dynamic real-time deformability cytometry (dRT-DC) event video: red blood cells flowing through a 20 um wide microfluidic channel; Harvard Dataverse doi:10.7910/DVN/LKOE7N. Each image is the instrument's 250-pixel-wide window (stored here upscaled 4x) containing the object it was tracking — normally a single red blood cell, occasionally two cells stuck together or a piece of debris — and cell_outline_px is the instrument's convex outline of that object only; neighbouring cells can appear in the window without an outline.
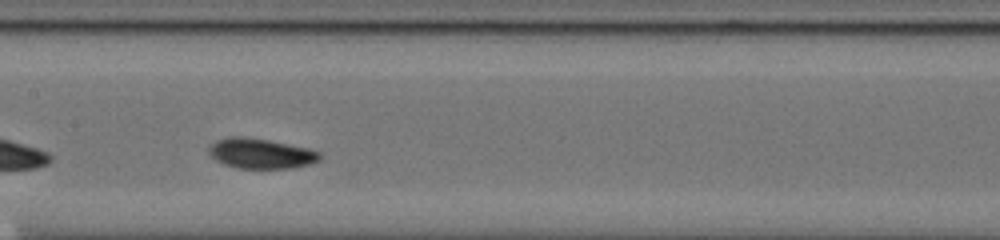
{"species": "common noctule bat (a hibernating species)", "species_latin": "Nyctalus noctula", "temperature_condition": "cold", "stored_images_in_passage": 26, "camera_frame_rate_fps": 3000, "um_per_image_px": 0.085, "animal": {"sex": "male", "body_mass_g": 20.0, "forearm_length_mm": 53.3}, "frame": {"image": 1, "passage_image": 12, "time_ms": 3.667, "image_size_px": [1000, 240], "cell_outline_px": [[324, 156], [320, 160], [308, 164], [292, 168], [236, 168], [224, 164], [216, 160], [208, 152], [208, 148], [216, 140], [236, 136], [240, 136], [268, 140], [308, 148], [320, 152]], "centroid_in_image_um": [22.19, 13.05], "position_along_channel_um": 185.2, "area_um2": 19.36}}
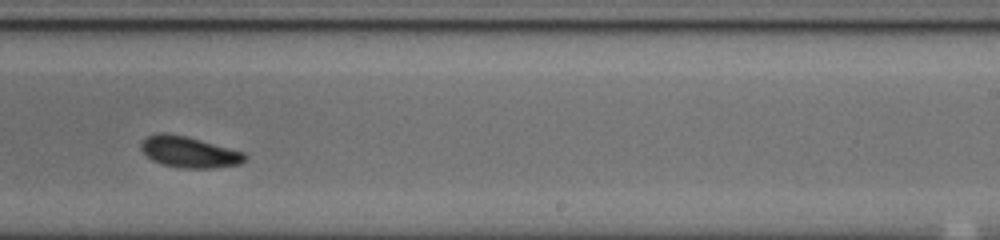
{"frame": {"image": 2, "passage_image": 19, "time_ms": 6.0, "image_size_px": [1000, 240], "cell_outline_px": [[248, 160], [240, 164], [212, 168], [180, 168], [164, 164], [152, 160], [140, 148], [140, 144], [148, 136], [160, 132], [164, 132], [184, 136], [200, 140], [244, 152], [248, 156]], "centroid_in_image_um": [16.11, 12.93], "position_along_channel_um": 272.9, "area_um2": 18.67}}
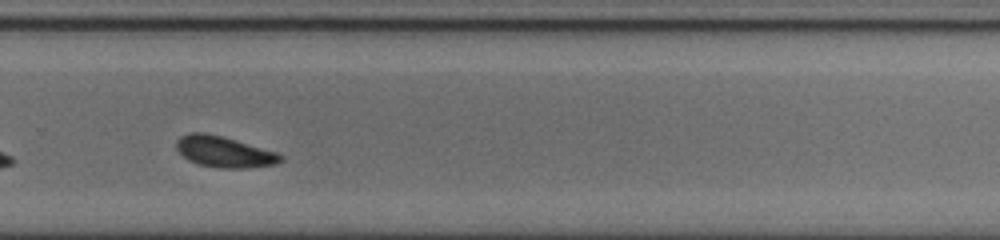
{"frame": {"image": 3, "passage_image": 22, "time_ms": 7.0, "image_size_px": [1000, 240], "cell_outline_px": [[284, 160], [276, 164], [248, 168], [216, 168], [196, 164], [188, 160], [176, 148], [176, 140], [180, 136], [192, 132], [204, 132], [220, 136], [276, 152], [284, 156]], "centroid_in_image_um": [19.04, 12.92], "position_along_channel_um": 310.8, "area_um2": 18.79}, "authors_computed_cell_mechanics": {"area_um2": 18.785, "velocity_mm_per_s": 3.7774, "shape_relaxation_time_tau1_ms": 2.699, "shape_relaxation_time_tau2_ms": null, "deformation_change_tau1": 0.119, "deformation_change_tau2": null}}